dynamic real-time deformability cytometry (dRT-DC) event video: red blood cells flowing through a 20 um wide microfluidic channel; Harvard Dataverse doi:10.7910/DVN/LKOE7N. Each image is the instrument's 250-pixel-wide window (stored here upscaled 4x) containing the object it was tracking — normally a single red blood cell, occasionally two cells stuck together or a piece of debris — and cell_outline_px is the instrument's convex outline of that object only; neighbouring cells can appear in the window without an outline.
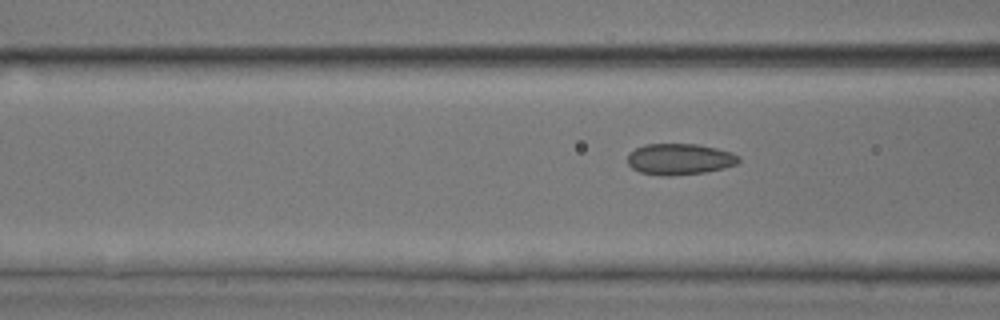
{"species": "common noctule bat (a hibernating species)", "species_latin": "Nyctalus noctula", "temperature_condition": "room temperature", "stored_images_in_passage": 21, "camera_frame_rate_fps": 3000, "um_per_image_px": 0.085, "animal": {"sex": "male", "body_mass_g": 17.9, "forearm_length_mm": 54.2}, "frame": {"image": 1, "passage_image": 21, "time_ms": 6.667, "image_size_px": [1000, 320], "cell_outline_px": [[740, 160], [736, 164], [724, 168], [704, 172], [668, 176], [640, 172], [632, 168], [628, 164], [628, 152], [644, 144], [696, 144], [716, 148], [732, 152], [740, 156]], "centroid_in_image_um": [57.76, 13.52], "position_along_channel_um": 108.8, "area_um2": 20.17}}